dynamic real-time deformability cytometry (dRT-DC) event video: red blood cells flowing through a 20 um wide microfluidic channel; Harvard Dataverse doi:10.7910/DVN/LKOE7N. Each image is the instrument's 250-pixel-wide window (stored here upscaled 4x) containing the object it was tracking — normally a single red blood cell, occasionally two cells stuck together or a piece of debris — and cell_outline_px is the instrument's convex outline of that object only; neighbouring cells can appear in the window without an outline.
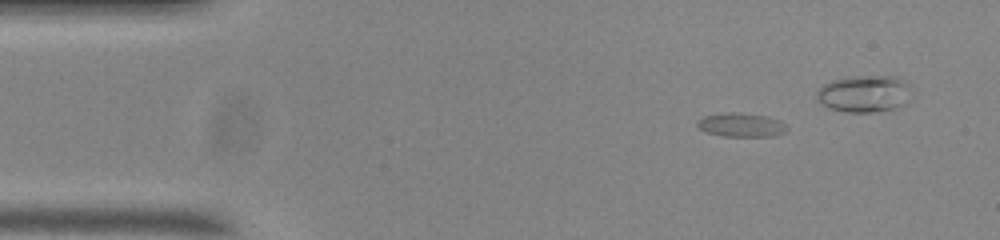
{"species": "common noctule bat (a hibernating species)", "species_latin": "Nyctalus noctula", "temperature_condition": "room temperature", "stored_images_in_passage": 50, "camera_frame_rate_fps": 3000, "um_per_image_px": 0.085, "animal": {"sex": "male", "body_mass_g": 20.0, "forearm_length_mm": 53.3}, "frame": {"image": 1, "passage_image": 1, "time_ms": 0.0, "image_size_px": [1000, 240], "cell_outline_px": [[788, 128], [784, 132], [772, 136], [724, 136], [704, 132], [696, 124], [696, 120], [704, 116], [724, 112], [732, 112], [768, 116], [780, 120]], "centroid_in_image_um": [62.97, 10.61], "position_along_channel_um": 22.0, "area_um2": 12.48}}
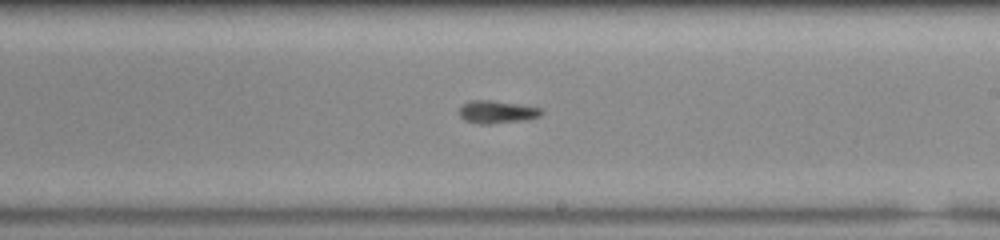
{"frame": {"image": 2, "passage_image": 25, "time_ms": 8.0, "image_size_px": [1000, 240], "cell_outline_px": [[544, 112], [540, 116], [524, 120], [488, 124], [476, 124], [464, 120], [460, 116], [460, 108], [464, 104], [472, 100], [488, 100], [516, 104], [540, 108]], "centroid_in_image_um": [42.22, 9.53], "position_along_channel_um": 246.8, "area_um2": 10.69}}
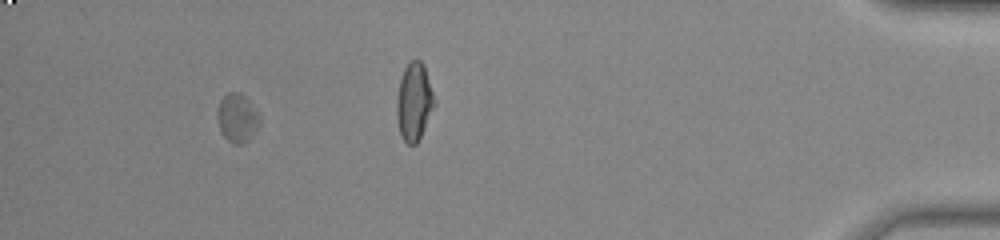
{"frame": {"image": 3, "passage_image": 45, "time_ms": 14.667, "image_size_px": [1000, 240], "cell_outline_px": [[260, 124], [252, 136], [244, 144], [232, 144], [220, 132], [216, 116], [216, 112], [220, 100], [228, 92], [240, 92], [248, 100], [260, 116]], "centroid_in_image_um": [20.14, 10.04], "position_along_channel_um": 415.1, "area_um2": 12.14}, "authors_computed_cell_mechanics": {"area_um2": 11.3577, "velocity_mm_per_s": 3.6655, "shape_relaxation_time_tau1_ms": 8.981, "shape_relaxation_time_tau2_ms": 2.5406, "deformation_change_tau1": 0.193, "deformation_change_tau2": 0.0795}}